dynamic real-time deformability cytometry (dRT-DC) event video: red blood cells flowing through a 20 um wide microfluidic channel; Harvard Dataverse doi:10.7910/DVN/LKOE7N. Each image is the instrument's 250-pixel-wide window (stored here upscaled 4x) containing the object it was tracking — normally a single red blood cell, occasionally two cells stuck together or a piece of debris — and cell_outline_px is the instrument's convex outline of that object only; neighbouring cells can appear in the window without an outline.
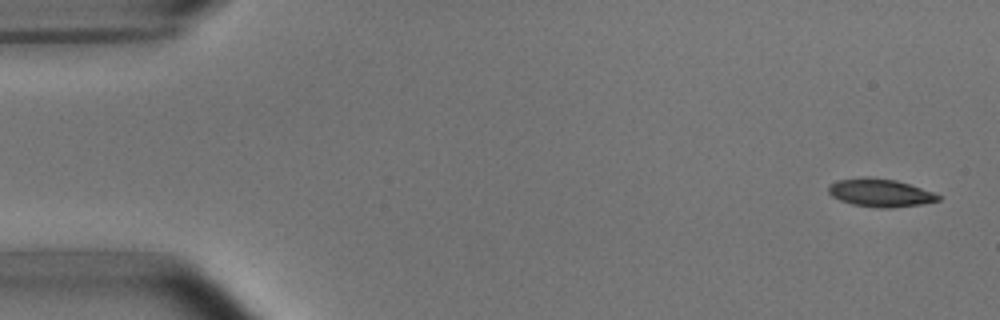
{"species": "common noctule bat (a hibernating species)", "species_latin": "Nyctalus noctula", "temperature_condition": "room temperature", "stored_images_in_passage": 6, "camera_frame_rate_fps": 3000, "um_per_image_px": 0.085, "animal": {"sex": "male", "body_mass_g": 15.6}, "frame": {"image": 1, "passage_image": 1, "time_ms": 0.0, "image_size_px": [1000, 320], "cell_outline_px": [[940, 200], [924, 204], [892, 208], [880, 208], [852, 204], [840, 200], [832, 196], [828, 192], [828, 184], [840, 180], [896, 180], [932, 192], [940, 196]], "centroid_in_image_um": [74.85, 16.45], "position_along_channel_um": 10.1, "area_um2": 17.05}}
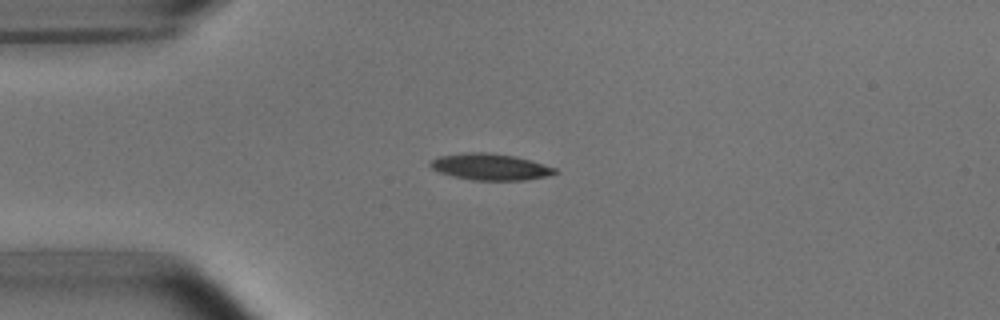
{"frame": {"image": 2, "passage_image": 4, "time_ms": 3.667, "image_size_px": [1000, 320], "cell_outline_px": [[560, 172], [548, 176], [524, 180], [472, 180], [452, 176], [440, 172], [432, 168], [428, 164], [428, 160], [440, 156], [464, 152], [488, 152], [512, 156], [528, 160], [556, 168]], "centroid_in_image_um": [41.63, 14.18], "position_along_channel_um": 43.4, "area_um2": 19.19}}